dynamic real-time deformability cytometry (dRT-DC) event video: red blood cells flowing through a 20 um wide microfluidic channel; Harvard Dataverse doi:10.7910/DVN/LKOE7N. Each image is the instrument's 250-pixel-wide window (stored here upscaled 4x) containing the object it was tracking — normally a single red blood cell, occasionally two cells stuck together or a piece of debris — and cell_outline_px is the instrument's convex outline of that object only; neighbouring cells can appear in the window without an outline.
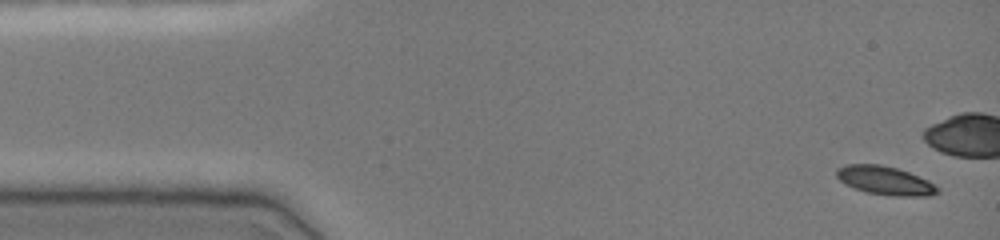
{"species": "common noctule bat (a hibernating species)", "species_latin": "Nyctalus noctula", "temperature_condition": "cold", "stored_images_in_passage": 7, "camera_frame_rate_fps": 3000, "um_per_image_px": 0.085, "animal": {"sex": "female", "body_mass_g": 19.0, "forearm_length_mm": 51.5}, "frame": {"image": 1, "passage_image": 1, "time_ms": 0.0, "image_size_px": [1000, 240], "cell_outline_px": [[940, 192], [928, 196], [892, 196], [868, 192], [844, 184], [836, 176], [836, 168], [848, 164], [880, 164], [896, 168], [908, 172], [928, 180], [940, 188]], "centroid_in_image_um": [75.24, 15.34], "position_along_channel_um": 9.8, "area_um2": 16.82}}